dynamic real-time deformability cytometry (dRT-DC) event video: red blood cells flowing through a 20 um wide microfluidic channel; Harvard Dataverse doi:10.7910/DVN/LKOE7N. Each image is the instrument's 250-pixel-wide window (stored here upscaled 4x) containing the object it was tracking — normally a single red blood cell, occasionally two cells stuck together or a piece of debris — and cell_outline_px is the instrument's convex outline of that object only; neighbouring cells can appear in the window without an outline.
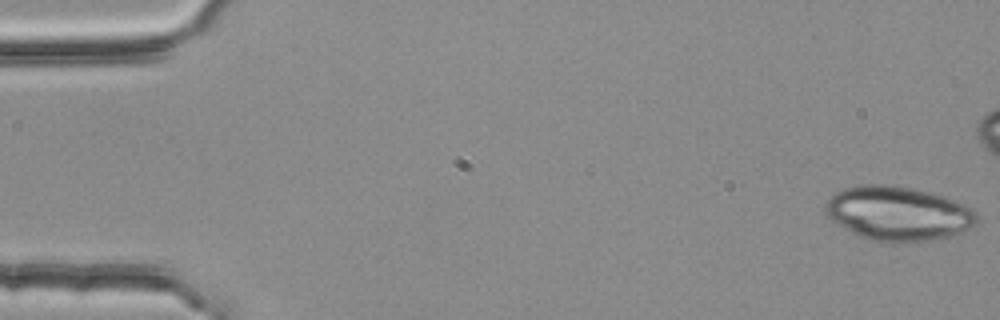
{"species": "common noctule bat (a hibernating species)", "species_latin": "Nyctalus noctula", "temperature_condition": "room temperature", "stored_images_in_passage": 5, "camera_frame_rate_fps": 3000, "um_per_image_px": 0.085, "animal": {"sex": "female", "body_mass_g": 25.1}, "frame": {"image": 1, "passage_image": 1, "time_ms": 0.0, "image_size_px": [1000, 320], "cell_outline_px": [[976, 224], [952, 236], [924, 240], [892, 244], [872, 240], [860, 236], [836, 224], [824, 216], [824, 204], [836, 192], [844, 188], [864, 184], [892, 184], [912, 188], [944, 196], [964, 204], [972, 208], [976, 212]], "centroid_in_image_um": [76.29, 18.14], "position_along_channel_um": 8.7, "area_um2": 48.15}}